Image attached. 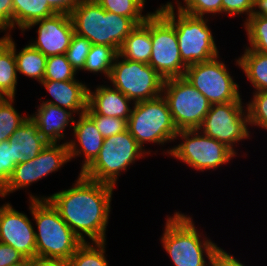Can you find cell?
I'll return each mask as SVG.
<instances>
[{
    "instance_id": "1",
    "label": "cell",
    "mask_w": 267,
    "mask_h": 266,
    "mask_svg": "<svg viewBox=\"0 0 267 266\" xmlns=\"http://www.w3.org/2000/svg\"><path fill=\"white\" fill-rule=\"evenodd\" d=\"M115 186L94 181L79 173L70 189L30 200H48L82 242H106V228Z\"/></svg>"
},
{
    "instance_id": "2",
    "label": "cell",
    "mask_w": 267,
    "mask_h": 266,
    "mask_svg": "<svg viewBox=\"0 0 267 266\" xmlns=\"http://www.w3.org/2000/svg\"><path fill=\"white\" fill-rule=\"evenodd\" d=\"M198 232L190 215L175 212L172 217L167 216L161 243L175 266H212L218 246Z\"/></svg>"
},
{
    "instance_id": "3",
    "label": "cell",
    "mask_w": 267,
    "mask_h": 266,
    "mask_svg": "<svg viewBox=\"0 0 267 266\" xmlns=\"http://www.w3.org/2000/svg\"><path fill=\"white\" fill-rule=\"evenodd\" d=\"M75 34L92 45H106L117 52L137 24L128 17L105 11L96 0H83L71 13Z\"/></svg>"
},
{
    "instance_id": "4",
    "label": "cell",
    "mask_w": 267,
    "mask_h": 266,
    "mask_svg": "<svg viewBox=\"0 0 267 266\" xmlns=\"http://www.w3.org/2000/svg\"><path fill=\"white\" fill-rule=\"evenodd\" d=\"M37 230L36 256L68 261L83 243L48 200H30Z\"/></svg>"
},
{
    "instance_id": "5",
    "label": "cell",
    "mask_w": 267,
    "mask_h": 266,
    "mask_svg": "<svg viewBox=\"0 0 267 266\" xmlns=\"http://www.w3.org/2000/svg\"><path fill=\"white\" fill-rule=\"evenodd\" d=\"M173 3L160 5L156 11H160L175 26L182 61L189 66L218 57V47L208 26V18L193 16L178 9L176 13Z\"/></svg>"
},
{
    "instance_id": "6",
    "label": "cell",
    "mask_w": 267,
    "mask_h": 266,
    "mask_svg": "<svg viewBox=\"0 0 267 266\" xmlns=\"http://www.w3.org/2000/svg\"><path fill=\"white\" fill-rule=\"evenodd\" d=\"M127 121V129L138 145L144 149V143L165 145L175 140L178 132L175 127L166 99L161 95L155 99L132 103Z\"/></svg>"
},
{
    "instance_id": "7",
    "label": "cell",
    "mask_w": 267,
    "mask_h": 266,
    "mask_svg": "<svg viewBox=\"0 0 267 266\" xmlns=\"http://www.w3.org/2000/svg\"><path fill=\"white\" fill-rule=\"evenodd\" d=\"M147 153L138 145L128 129L104 138L103 146L96 159L81 173L94 181L115 186L118 176L136 159Z\"/></svg>"
},
{
    "instance_id": "8",
    "label": "cell",
    "mask_w": 267,
    "mask_h": 266,
    "mask_svg": "<svg viewBox=\"0 0 267 266\" xmlns=\"http://www.w3.org/2000/svg\"><path fill=\"white\" fill-rule=\"evenodd\" d=\"M178 137L182 142L167 149L165 154L181 160L196 171L217 169L237 156L225 144L206 136L199 129L180 130L175 140Z\"/></svg>"
},
{
    "instance_id": "9",
    "label": "cell",
    "mask_w": 267,
    "mask_h": 266,
    "mask_svg": "<svg viewBox=\"0 0 267 266\" xmlns=\"http://www.w3.org/2000/svg\"><path fill=\"white\" fill-rule=\"evenodd\" d=\"M108 80L133 103L161 96L165 81L149 64L125 59L119 54Z\"/></svg>"
},
{
    "instance_id": "10",
    "label": "cell",
    "mask_w": 267,
    "mask_h": 266,
    "mask_svg": "<svg viewBox=\"0 0 267 266\" xmlns=\"http://www.w3.org/2000/svg\"><path fill=\"white\" fill-rule=\"evenodd\" d=\"M162 96L166 99L178 131L199 129L211 104L184 77L164 81Z\"/></svg>"
},
{
    "instance_id": "11",
    "label": "cell",
    "mask_w": 267,
    "mask_h": 266,
    "mask_svg": "<svg viewBox=\"0 0 267 266\" xmlns=\"http://www.w3.org/2000/svg\"><path fill=\"white\" fill-rule=\"evenodd\" d=\"M152 53L149 65L164 80L184 77L187 65L180 56L175 26L160 12L150 14Z\"/></svg>"
},
{
    "instance_id": "12",
    "label": "cell",
    "mask_w": 267,
    "mask_h": 266,
    "mask_svg": "<svg viewBox=\"0 0 267 266\" xmlns=\"http://www.w3.org/2000/svg\"><path fill=\"white\" fill-rule=\"evenodd\" d=\"M219 57L187 66L184 78L204 95L211 105L242 100L239 84L234 82L227 66Z\"/></svg>"
},
{
    "instance_id": "13",
    "label": "cell",
    "mask_w": 267,
    "mask_h": 266,
    "mask_svg": "<svg viewBox=\"0 0 267 266\" xmlns=\"http://www.w3.org/2000/svg\"><path fill=\"white\" fill-rule=\"evenodd\" d=\"M243 104L242 100L212 104L199 128L203 134L225 144L236 155V143L250 137L248 111L243 109Z\"/></svg>"
},
{
    "instance_id": "14",
    "label": "cell",
    "mask_w": 267,
    "mask_h": 266,
    "mask_svg": "<svg viewBox=\"0 0 267 266\" xmlns=\"http://www.w3.org/2000/svg\"><path fill=\"white\" fill-rule=\"evenodd\" d=\"M71 161L66 142L48 143L34 159L26 160L15 166L7 182L1 187L0 197H7L19 189L28 188L33 182L40 181L50 173L58 171Z\"/></svg>"
},
{
    "instance_id": "15",
    "label": "cell",
    "mask_w": 267,
    "mask_h": 266,
    "mask_svg": "<svg viewBox=\"0 0 267 266\" xmlns=\"http://www.w3.org/2000/svg\"><path fill=\"white\" fill-rule=\"evenodd\" d=\"M39 25L36 30L37 40L29 44L41 51L45 56L66 54L74 35V27L70 15L56 13L42 20L32 22L21 33Z\"/></svg>"
},
{
    "instance_id": "16",
    "label": "cell",
    "mask_w": 267,
    "mask_h": 266,
    "mask_svg": "<svg viewBox=\"0 0 267 266\" xmlns=\"http://www.w3.org/2000/svg\"><path fill=\"white\" fill-rule=\"evenodd\" d=\"M33 223L26 214L10 203L0 206V242L10 245L25 258L36 256V236Z\"/></svg>"
},
{
    "instance_id": "17",
    "label": "cell",
    "mask_w": 267,
    "mask_h": 266,
    "mask_svg": "<svg viewBox=\"0 0 267 266\" xmlns=\"http://www.w3.org/2000/svg\"><path fill=\"white\" fill-rule=\"evenodd\" d=\"M73 139L67 142L70 160L84 155L80 173H82L98 156L104 142L94 121L86 114H79L73 123ZM77 141V143H76ZM79 143V144H78Z\"/></svg>"
},
{
    "instance_id": "18",
    "label": "cell",
    "mask_w": 267,
    "mask_h": 266,
    "mask_svg": "<svg viewBox=\"0 0 267 266\" xmlns=\"http://www.w3.org/2000/svg\"><path fill=\"white\" fill-rule=\"evenodd\" d=\"M41 85L52 99L43 101L60 108L68 109L74 115L85 113L88 101V85L79 80L53 81L43 80Z\"/></svg>"
},
{
    "instance_id": "19",
    "label": "cell",
    "mask_w": 267,
    "mask_h": 266,
    "mask_svg": "<svg viewBox=\"0 0 267 266\" xmlns=\"http://www.w3.org/2000/svg\"><path fill=\"white\" fill-rule=\"evenodd\" d=\"M35 114L29 115L31 119L37 124L39 134L48 143H60L66 136V127L73 128L74 114L68 109L60 108L58 106L42 102L37 106Z\"/></svg>"
},
{
    "instance_id": "20",
    "label": "cell",
    "mask_w": 267,
    "mask_h": 266,
    "mask_svg": "<svg viewBox=\"0 0 267 266\" xmlns=\"http://www.w3.org/2000/svg\"><path fill=\"white\" fill-rule=\"evenodd\" d=\"M92 91L88 88L87 106L94 113L128 121L132 110V102L127 96L108 84L99 85Z\"/></svg>"
},
{
    "instance_id": "21",
    "label": "cell",
    "mask_w": 267,
    "mask_h": 266,
    "mask_svg": "<svg viewBox=\"0 0 267 266\" xmlns=\"http://www.w3.org/2000/svg\"><path fill=\"white\" fill-rule=\"evenodd\" d=\"M152 53L150 36V16L144 23L138 24L125 38L118 54L136 62L148 64Z\"/></svg>"
},
{
    "instance_id": "22",
    "label": "cell",
    "mask_w": 267,
    "mask_h": 266,
    "mask_svg": "<svg viewBox=\"0 0 267 266\" xmlns=\"http://www.w3.org/2000/svg\"><path fill=\"white\" fill-rule=\"evenodd\" d=\"M235 62L243 70L255 92L267 91V54L246 48Z\"/></svg>"
},
{
    "instance_id": "23",
    "label": "cell",
    "mask_w": 267,
    "mask_h": 266,
    "mask_svg": "<svg viewBox=\"0 0 267 266\" xmlns=\"http://www.w3.org/2000/svg\"><path fill=\"white\" fill-rule=\"evenodd\" d=\"M10 140L17 142L20 146L21 163L34 159L48 145V142L39 134L38 126L30 116L11 135Z\"/></svg>"
},
{
    "instance_id": "24",
    "label": "cell",
    "mask_w": 267,
    "mask_h": 266,
    "mask_svg": "<svg viewBox=\"0 0 267 266\" xmlns=\"http://www.w3.org/2000/svg\"><path fill=\"white\" fill-rule=\"evenodd\" d=\"M10 47L13 49L16 58L17 72L41 83L45 75L47 56L30 44L17 52L12 36Z\"/></svg>"
},
{
    "instance_id": "25",
    "label": "cell",
    "mask_w": 267,
    "mask_h": 266,
    "mask_svg": "<svg viewBox=\"0 0 267 266\" xmlns=\"http://www.w3.org/2000/svg\"><path fill=\"white\" fill-rule=\"evenodd\" d=\"M54 14L46 0H13V29L17 26L23 31L32 22Z\"/></svg>"
},
{
    "instance_id": "26",
    "label": "cell",
    "mask_w": 267,
    "mask_h": 266,
    "mask_svg": "<svg viewBox=\"0 0 267 266\" xmlns=\"http://www.w3.org/2000/svg\"><path fill=\"white\" fill-rule=\"evenodd\" d=\"M83 242L67 261L68 266H108L106 242Z\"/></svg>"
},
{
    "instance_id": "27",
    "label": "cell",
    "mask_w": 267,
    "mask_h": 266,
    "mask_svg": "<svg viewBox=\"0 0 267 266\" xmlns=\"http://www.w3.org/2000/svg\"><path fill=\"white\" fill-rule=\"evenodd\" d=\"M118 52L110 46L106 45H92L90 52L87 55L83 71L90 73H102L109 78L111 68Z\"/></svg>"
},
{
    "instance_id": "28",
    "label": "cell",
    "mask_w": 267,
    "mask_h": 266,
    "mask_svg": "<svg viewBox=\"0 0 267 266\" xmlns=\"http://www.w3.org/2000/svg\"><path fill=\"white\" fill-rule=\"evenodd\" d=\"M17 65L13 49L9 46L0 55V96L3 98L16 96Z\"/></svg>"
},
{
    "instance_id": "29",
    "label": "cell",
    "mask_w": 267,
    "mask_h": 266,
    "mask_svg": "<svg viewBox=\"0 0 267 266\" xmlns=\"http://www.w3.org/2000/svg\"><path fill=\"white\" fill-rule=\"evenodd\" d=\"M108 12L131 18L137 25L144 23L151 12L143 15L145 0H96Z\"/></svg>"
},
{
    "instance_id": "30",
    "label": "cell",
    "mask_w": 267,
    "mask_h": 266,
    "mask_svg": "<svg viewBox=\"0 0 267 266\" xmlns=\"http://www.w3.org/2000/svg\"><path fill=\"white\" fill-rule=\"evenodd\" d=\"M13 97L0 98V142L7 141L29 117L22 116L14 108Z\"/></svg>"
},
{
    "instance_id": "31",
    "label": "cell",
    "mask_w": 267,
    "mask_h": 266,
    "mask_svg": "<svg viewBox=\"0 0 267 266\" xmlns=\"http://www.w3.org/2000/svg\"><path fill=\"white\" fill-rule=\"evenodd\" d=\"M244 22L250 45L246 48L267 54V16L251 15Z\"/></svg>"
},
{
    "instance_id": "32",
    "label": "cell",
    "mask_w": 267,
    "mask_h": 266,
    "mask_svg": "<svg viewBox=\"0 0 267 266\" xmlns=\"http://www.w3.org/2000/svg\"><path fill=\"white\" fill-rule=\"evenodd\" d=\"M21 163V149L17 142H0V187L10 178L16 165Z\"/></svg>"
},
{
    "instance_id": "33",
    "label": "cell",
    "mask_w": 267,
    "mask_h": 266,
    "mask_svg": "<svg viewBox=\"0 0 267 266\" xmlns=\"http://www.w3.org/2000/svg\"><path fill=\"white\" fill-rule=\"evenodd\" d=\"M77 71L67 60L66 54L47 57L43 80L66 81L75 80Z\"/></svg>"
},
{
    "instance_id": "34",
    "label": "cell",
    "mask_w": 267,
    "mask_h": 266,
    "mask_svg": "<svg viewBox=\"0 0 267 266\" xmlns=\"http://www.w3.org/2000/svg\"><path fill=\"white\" fill-rule=\"evenodd\" d=\"M246 105L249 125L267 130V91L253 92V98Z\"/></svg>"
},
{
    "instance_id": "35",
    "label": "cell",
    "mask_w": 267,
    "mask_h": 266,
    "mask_svg": "<svg viewBox=\"0 0 267 266\" xmlns=\"http://www.w3.org/2000/svg\"><path fill=\"white\" fill-rule=\"evenodd\" d=\"M176 0L177 9L193 16L205 17L207 14H221L222 0H184L182 5Z\"/></svg>"
},
{
    "instance_id": "36",
    "label": "cell",
    "mask_w": 267,
    "mask_h": 266,
    "mask_svg": "<svg viewBox=\"0 0 267 266\" xmlns=\"http://www.w3.org/2000/svg\"><path fill=\"white\" fill-rule=\"evenodd\" d=\"M92 43L85 37L74 33L70 46L66 51L67 60L71 66L78 72L82 71Z\"/></svg>"
},
{
    "instance_id": "37",
    "label": "cell",
    "mask_w": 267,
    "mask_h": 266,
    "mask_svg": "<svg viewBox=\"0 0 267 266\" xmlns=\"http://www.w3.org/2000/svg\"><path fill=\"white\" fill-rule=\"evenodd\" d=\"M85 113L94 121L96 127L104 138L116 135L127 129V121L122 118L98 115L88 106Z\"/></svg>"
},
{
    "instance_id": "38",
    "label": "cell",
    "mask_w": 267,
    "mask_h": 266,
    "mask_svg": "<svg viewBox=\"0 0 267 266\" xmlns=\"http://www.w3.org/2000/svg\"><path fill=\"white\" fill-rule=\"evenodd\" d=\"M255 0H222V14L232 16H239L243 13L249 18L254 10Z\"/></svg>"
},
{
    "instance_id": "39",
    "label": "cell",
    "mask_w": 267,
    "mask_h": 266,
    "mask_svg": "<svg viewBox=\"0 0 267 266\" xmlns=\"http://www.w3.org/2000/svg\"><path fill=\"white\" fill-rule=\"evenodd\" d=\"M13 30V0H0V32Z\"/></svg>"
},
{
    "instance_id": "40",
    "label": "cell",
    "mask_w": 267,
    "mask_h": 266,
    "mask_svg": "<svg viewBox=\"0 0 267 266\" xmlns=\"http://www.w3.org/2000/svg\"><path fill=\"white\" fill-rule=\"evenodd\" d=\"M24 259L25 257L15 248L0 242V266H11Z\"/></svg>"
},
{
    "instance_id": "41",
    "label": "cell",
    "mask_w": 267,
    "mask_h": 266,
    "mask_svg": "<svg viewBox=\"0 0 267 266\" xmlns=\"http://www.w3.org/2000/svg\"><path fill=\"white\" fill-rule=\"evenodd\" d=\"M211 264L212 266H245L241 261L220 247L215 250Z\"/></svg>"
},
{
    "instance_id": "42",
    "label": "cell",
    "mask_w": 267,
    "mask_h": 266,
    "mask_svg": "<svg viewBox=\"0 0 267 266\" xmlns=\"http://www.w3.org/2000/svg\"><path fill=\"white\" fill-rule=\"evenodd\" d=\"M48 5L56 12L62 14L70 13L83 1V0H46Z\"/></svg>"
},
{
    "instance_id": "43",
    "label": "cell",
    "mask_w": 267,
    "mask_h": 266,
    "mask_svg": "<svg viewBox=\"0 0 267 266\" xmlns=\"http://www.w3.org/2000/svg\"><path fill=\"white\" fill-rule=\"evenodd\" d=\"M28 266H68V262L35 256L28 258Z\"/></svg>"
},
{
    "instance_id": "44",
    "label": "cell",
    "mask_w": 267,
    "mask_h": 266,
    "mask_svg": "<svg viewBox=\"0 0 267 266\" xmlns=\"http://www.w3.org/2000/svg\"><path fill=\"white\" fill-rule=\"evenodd\" d=\"M252 15L267 16V0H255Z\"/></svg>"
},
{
    "instance_id": "45",
    "label": "cell",
    "mask_w": 267,
    "mask_h": 266,
    "mask_svg": "<svg viewBox=\"0 0 267 266\" xmlns=\"http://www.w3.org/2000/svg\"><path fill=\"white\" fill-rule=\"evenodd\" d=\"M11 32L5 31V35L0 38V55L10 46Z\"/></svg>"
},
{
    "instance_id": "46",
    "label": "cell",
    "mask_w": 267,
    "mask_h": 266,
    "mask_svg": "<svg viewBox=\"0 0 267 266\" xmlns=\"http://www.w3.org/2000/svg\"><path fill=\"white\" fill-rule=\"evenodd\" d=\"M11 266H28V258H25L20 263H17V264L11 265Z\"/></svg>"
}]
</instances>
